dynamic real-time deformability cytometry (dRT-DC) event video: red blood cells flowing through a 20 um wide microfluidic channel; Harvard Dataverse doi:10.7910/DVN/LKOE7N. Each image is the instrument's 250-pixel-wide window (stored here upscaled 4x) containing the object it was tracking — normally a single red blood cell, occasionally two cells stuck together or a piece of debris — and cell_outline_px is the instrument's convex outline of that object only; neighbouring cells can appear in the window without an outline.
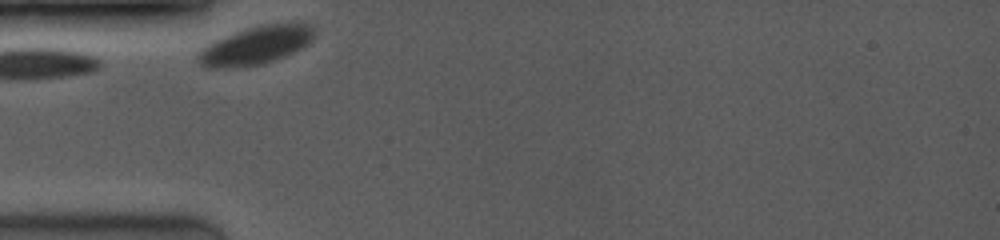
{"species": "common noctule bat (a hibernating species)", "species_latin": "Nyctalus noctula", "temperature_condition": "room temperature", "stored_images_in_passage": 4, "camera_frame_rate_fps": 3500, "um_per_image_px": 0.085, "animal": {"sex": "female", "body_mass_g": 19.0, "forearm_length_mm": 53.3}, "frame": {"image": 1, "passage_image": 1, "time_ms": 0.0, "image_size_px": [1000, 240], "cell_outline_px": [[316, 32], [312, 40], [300, 48], [284, 56], [264, 64], [232, 68], [204, 68], [196, 60], [196, 56], [208, 44], [216, 40], [236, 32], [260, 24], [288, 20], [300, 20], [308, 24]], "centroid_in_image_um": [21.8, 3.82], "position_along_channel_um": 63.2, "area_um2": 26.36}}